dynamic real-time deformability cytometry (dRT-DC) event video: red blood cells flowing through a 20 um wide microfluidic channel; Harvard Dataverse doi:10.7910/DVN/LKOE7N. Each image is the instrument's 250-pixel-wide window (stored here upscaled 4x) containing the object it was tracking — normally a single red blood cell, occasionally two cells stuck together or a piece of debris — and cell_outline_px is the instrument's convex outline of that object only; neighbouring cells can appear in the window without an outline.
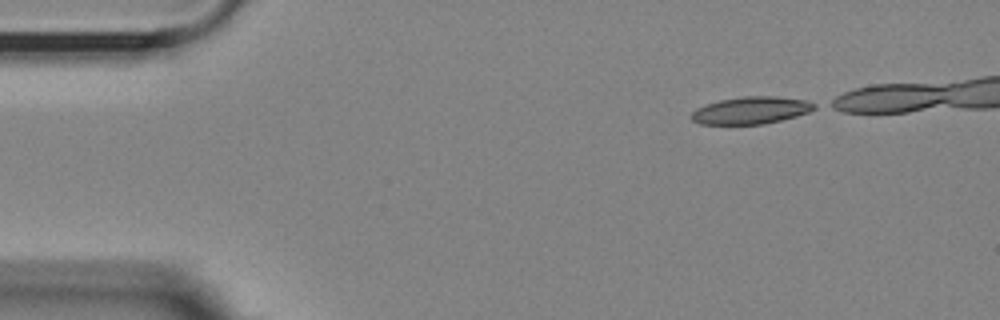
{"species": "Egyptian fruit bat (a non-hibernating species)", "species_latin": "Rousettus aegyptiacus", "temperature_condition": "room temperature", "stored_images_in_passage": 39, "camera_frame_rate_fps": 3000, "um_per_image_px": 0.085, "animal": {"sex": "female"}, "frame": {"image": 1, "passage_image": 1, "time_ms": 0.0, "image_size_px": [1000, 320], "cell_outline_px": [[816, 108], [808, 112], [796, 116], [764, 124], [700, 124], [692, 120], [692, 112], [696, 108], [720, 100], [744, 96], [776, 96], [808, 100], [816, 104]], "centroid_in_image_um": [63.86, 9.37], "position_along_channel_um": 21.1, "area_um2": 19.42}}
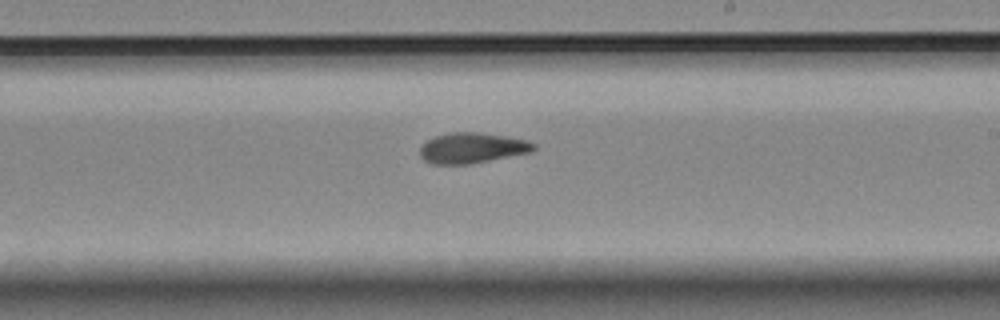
{"frame": {"image": 2, "passage_image": 26, "time_ms": 8.333, "image_size_px": [1000, 320], "cell_outline_px": [[536, 148], [532, 152], [468, 164], [432, 164], [424, 160], [420, 156], [420, 144], [436, 136], [448, 132], [480, 132], [528, 140], [536, 144]], "centroid_in_image_um": [40.12, 12.57], "position_along_channel_um": 248.9, "area_um2": 20.29}}
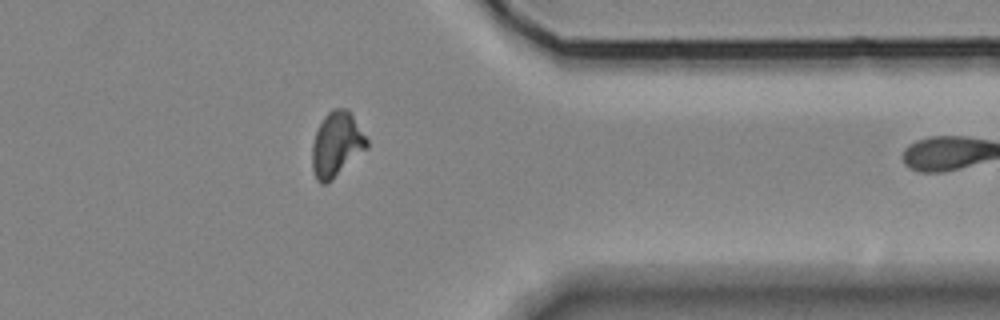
{"frame": {"image": 3, "passage_image": 38, "time_ms": 12.333, "image_size_px": [1000, 320], "cell_outline_px": [[368, 148], [332, 180], [324, 184], [320, 184], [316, 180], [312, 168], [312, 144], [316, 132], [324, 116], [332, 108], [348, 108], [368, 140]], "centroid_in_image_um": [28.61, 12.28], "position_along_channel_um": 382.8, "area_um2": 20.75}}